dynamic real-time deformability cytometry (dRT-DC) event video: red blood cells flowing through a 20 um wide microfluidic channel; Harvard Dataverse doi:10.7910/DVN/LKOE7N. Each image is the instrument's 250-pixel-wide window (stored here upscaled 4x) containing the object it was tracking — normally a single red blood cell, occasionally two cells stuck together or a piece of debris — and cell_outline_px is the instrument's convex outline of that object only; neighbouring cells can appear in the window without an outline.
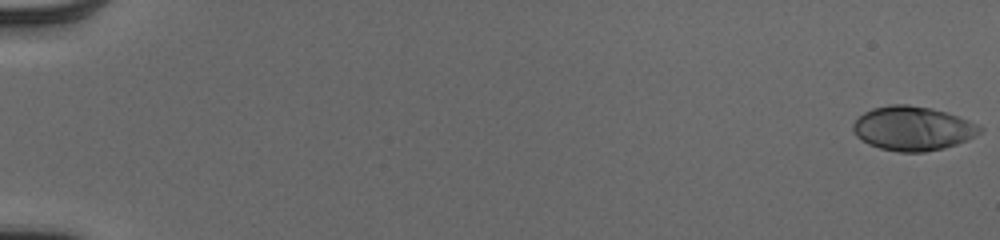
{"species": "human", "species_latin": "Homo sapiens", "temperature_condition": "cold", "stored_images_in_passage": 54, "camera_frame_rate_fps": 3000, "um_per_image_px": 0.085, "donor": {"sex": "male"}, "frame": {"image": 1, "passage_image": 1, "time_ms": 0.0, "image_size_px": [1000, 240], "cell_outline_px": [[984, 128], [980, 132], [956, 144], [944, 148], [924, 152], [900, 152], [880, 148], [868, 144], [860, 140], [856, 136], [852, 128], [852, 124], [864, 112], [872, 108], [888, 104], [908, 104], [932, 108], [948, 112], [968, 120]], "centroid_in_image_um": [77.54, 10.9], "position_along_channel_um": 7.5, "area_um2": 32.66}}
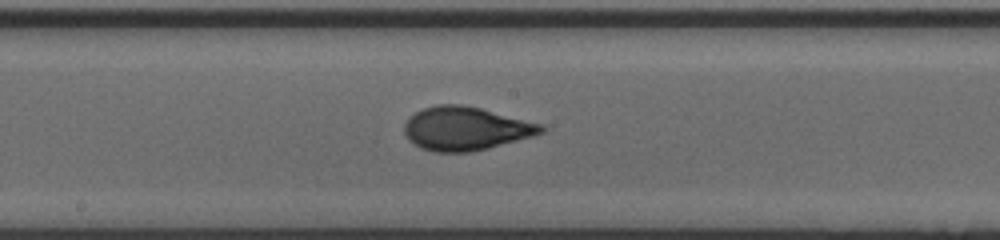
{"frame": {"image": 2, "passage_image": 31, "time_ms": 10.0, "image_size_px": [1000, 240], "cell_outline_px": [[548, 128], [544, 132], [532, 136], [488, 148], [472, 152], [432, 152], [420, 148], [408, 140], [404, 132], [404, 124], [416, 112], [424, 108], [436, 104], [460, 104], [480, 108], [544, 124]], "centroid_in_image_um": [39.6, 10.93], "position_along_channel_um": 208.6, "area_um2": 34.8}}
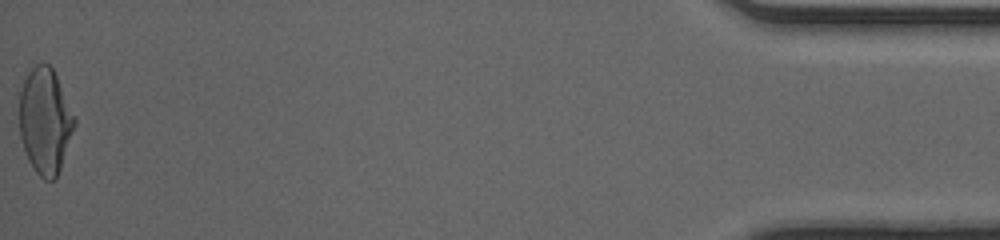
{"frame": {"image": 3, "passage_image": 54, "time_ms": 17.667, "image_size_px": [1000, 240], "cell_outline_px": [[76, 124], [56, 180], [44, 180], [36, 172], [28, 160], [20, 136], [20, 92], [24, 80], [28, 72], [36, 64], [48, 64], [52, 68], [56, 76], [76, 120]], "centroid_in_image_um": [3.83, 10.31], "position_along_channel_um": 431.4, "area_um2": 33.58}, "authors_computed_cell_mechanics": {"area_um2": 33.3506, "velocity_mm_per_s": 4.0346, "shape_relaxation_time_tau1_ms": 6.918, "shape_relaxation_time_tau2_ms": null, "deformation_change_tau1": 0.2622, "deformation_change_tau2": null}}